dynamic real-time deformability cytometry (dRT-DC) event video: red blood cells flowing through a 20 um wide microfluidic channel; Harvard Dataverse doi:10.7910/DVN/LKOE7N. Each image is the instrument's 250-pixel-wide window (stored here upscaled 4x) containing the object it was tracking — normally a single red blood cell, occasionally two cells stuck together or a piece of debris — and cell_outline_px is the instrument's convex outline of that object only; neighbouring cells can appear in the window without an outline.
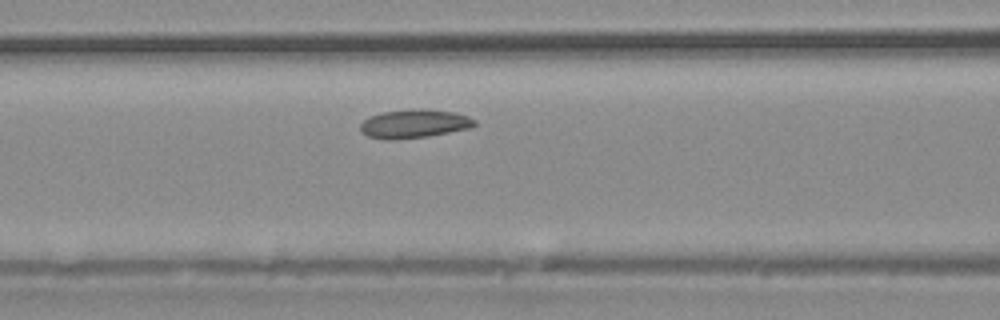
{"species": "common noctule bat (a hibernating species)", "species_latin": "Nyctalus noctula", "temperature_condition": "warm", "stored_images_in_passage": 28, "camera_frame_rate_fps": 3000, "um_per_image_px": 0.085, "animal": {"sex": "male", "body_mass_g": 20.4}, "frame": {"image": 1, "passage_image": 9, "time_ms": 2.667, "image_size_px": [1000, 320], "cell_outline_px": [[476, 124], [472, 128], [428, 136], [396, 140], [384, 140], [368, 136], [360, 132], [360, 124], [364, 120], [372, 116], [384, 112], [420, 108], [456, 112], [468, 116], [476, 120]], "centroid_in_image_um": [35.23, 10.53], "position_along_channel_um": 131.4, "area_um2": 19.19}}